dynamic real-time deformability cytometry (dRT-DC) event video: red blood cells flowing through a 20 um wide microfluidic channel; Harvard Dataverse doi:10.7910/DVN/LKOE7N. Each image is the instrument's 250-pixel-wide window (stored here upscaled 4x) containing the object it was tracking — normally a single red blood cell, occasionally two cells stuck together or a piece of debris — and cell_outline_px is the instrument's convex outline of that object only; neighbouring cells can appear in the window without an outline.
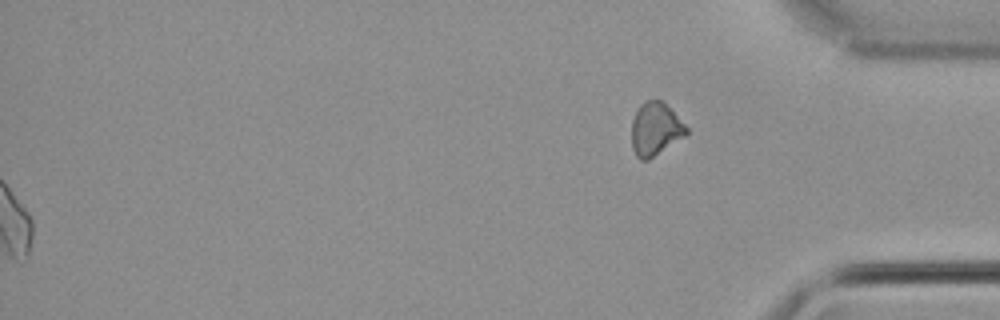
{"species": "common noctule bat (a hibernating species)", "species_latin": "Nyctalus noctula", "temperature_condition": "cold", "stored_images_in_passage": 56, "segment_of_instrument_passage": [2, 2], "camera_frame_rate_fps": 3000, "um_per_image_px": 0.085, "animal": {"sex": "male", "body_mass_g": 21.5, "forearm_length_mm": 52.0}, "frame": {"image": 1, "passage_image": 56, "time_ms": 18.333, "image_size_px": [1000, 320], "cell_outline_px": [[688, 132], [684, 136], [648, 160], [640, 160], [636, 156], [632, 148], [632, 120], [640, 104], [644, 100], [660, 100], [688, 128]], "centroid_in_image_um": [55.67, 10.98], "position_along_channel_um": 379.5, "area_um2": 16.53}}